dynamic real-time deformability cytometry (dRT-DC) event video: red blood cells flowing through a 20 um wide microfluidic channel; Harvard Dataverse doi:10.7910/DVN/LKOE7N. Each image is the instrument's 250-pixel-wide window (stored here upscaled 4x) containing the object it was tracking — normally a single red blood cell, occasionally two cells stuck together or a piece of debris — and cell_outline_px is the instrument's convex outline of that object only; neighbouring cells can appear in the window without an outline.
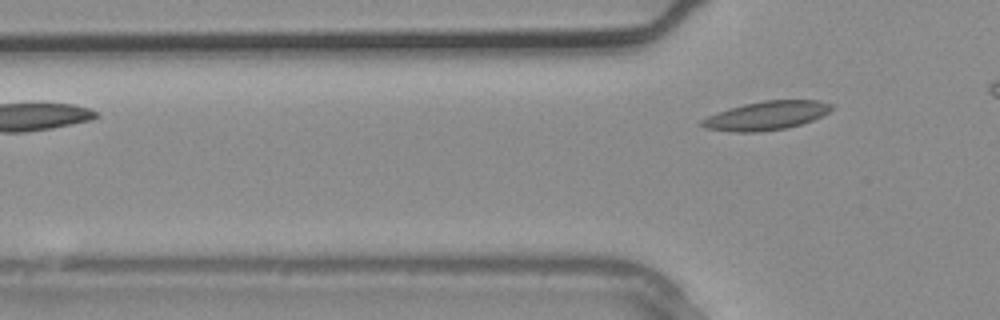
{"species": "common noctule bat (a hibernating species)", "species_latin": "Nyctalus noctula", "temperature_condition": "warm", "stored_images_in_passage": 3, "camera_frame_rate_fps": 3000, "um_per_image_px": 0.085, "animal": {"sex": "male", "body_mass_g": 20.4}, "frame": {"image": 1, "passage_image": 3, "time_ms": 0.667, "image_size_px": [1000, 320], "cell_outline_px": [[832, 108], [828, 112], [812, 120], [800, 124], [784, 128], [756, 132], [732, 132], [708, 128], [700, 124], [700, 120], [708, 116], [744, 104], [764, 100], [816, 100], [832, 104]], "centroid_in_image_um": [65.14, 9.82], "position_along_channel_um": 60.7, "area_um2": 21.21}}